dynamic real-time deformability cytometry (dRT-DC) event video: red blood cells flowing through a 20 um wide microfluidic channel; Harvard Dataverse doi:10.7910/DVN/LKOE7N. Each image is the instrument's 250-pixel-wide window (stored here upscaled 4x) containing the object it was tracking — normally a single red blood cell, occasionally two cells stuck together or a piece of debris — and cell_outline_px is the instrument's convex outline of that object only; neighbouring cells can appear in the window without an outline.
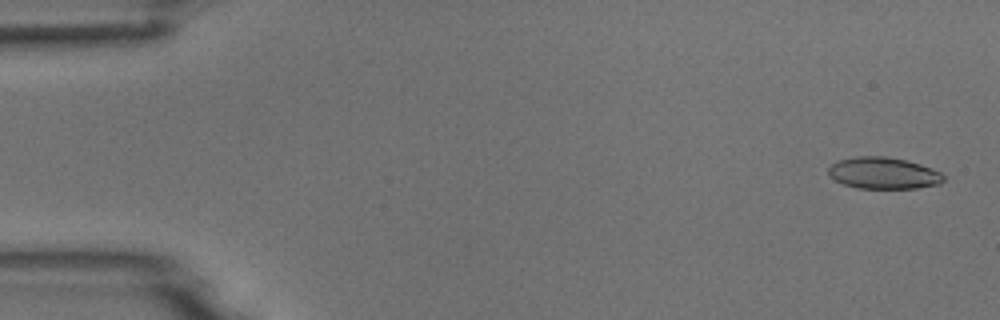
{"species": "common noctule bat (a hibernating species)", "species_latin": "Nyctalus noctula", "temperature_condition": "room temperature", "stored_images_in_passage": 6, "camera_frame_rate_fps": 3000, "um_per_image_px": 0.085, "animal": {"sex": "male", "body_mass_g": 18.8}, "frame": {"image": 1, "passage_image": 1, "time_ms": 0.0, "image_size_px": [1000, 320], "cell_outline_px": [[944, 180], [940, 184], [916, 188], [856, 188], [844, 184], [836, 180], [828, 172], [828, 168], [832, 164], [840, 160], [856, 156], [884, 156], [904, 160], [920, 164], [932, 168], [940, 172], [944, 176]], "centroid_in_image_um": [75.11, 14.71], "position_along_channel_um": 9.9, "area_um2": 21.04}}
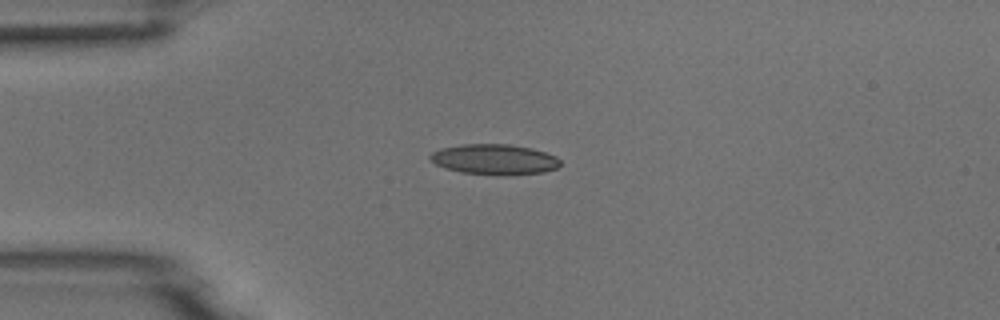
{"frame": {"image": 2, "passage_image": 4, "time_ms": 3.667, "image_size_px": [1000, 320], "cell_outline_px": [[560, 164], [556, 168], [544, 172], [460, 172], [444, 168], [436, 164], [428, 156], [432, 152], [440, 148], [460, 144], [508, 144], [532, 148], [556, 156], [560, 160]], "centroid_in_image_um": [41.97, 13.49], "position_along_channel_um": 43.0, "area_um2": 22.02}}